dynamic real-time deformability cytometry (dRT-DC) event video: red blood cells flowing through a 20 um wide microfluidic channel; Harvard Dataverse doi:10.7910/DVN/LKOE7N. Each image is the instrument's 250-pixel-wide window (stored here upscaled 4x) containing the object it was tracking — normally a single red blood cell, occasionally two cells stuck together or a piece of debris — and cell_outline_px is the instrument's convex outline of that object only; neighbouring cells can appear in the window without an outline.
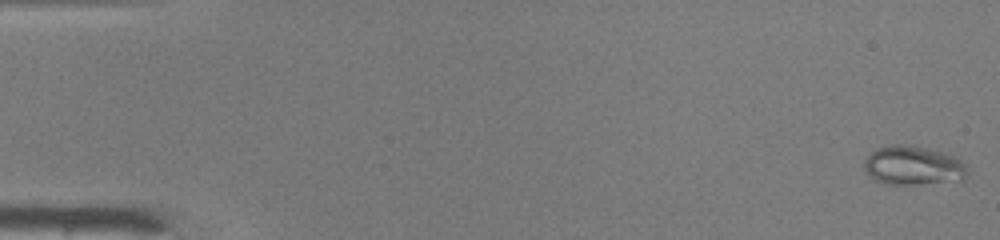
{"species": "common noctule bat (a hibernating species)", "species_latin": "Nyctalus noctula", "temperature_condition": "warm", "stored_images_in_passage": 50, "camera_frame_rate_fps": 3000, "um_per_image_px": 0.085, "animal": {"sex": "male", "body_mass_g": 19.0, "forearm_length_mm": 50.8}, "frame": {"image": 1, "passage_image": 1, "time_ms": 0.0, "image_size_px": [1000, 240], "cell_outline_px": [[964, 180], [920, 184], [888, 184], [876, 180], [864, 168], [864, 160], [876, 148], [892, 144], [904, 144], [924, 148], [940, 152], [952, 156], [960, 160], [964, 164]], "centroid_in_image_um": [77.57, 14.07], "position_along_channel_um": 7.4, "area_um2": 22.95}}
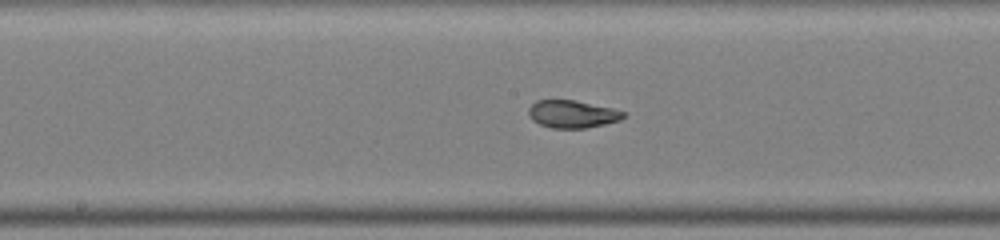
{"frame": {"image": 2, "passage_image": 26, "time_ms": 8.333, "image_size_px": [1000, 240], "cell_outline_px": [[624, 116], [620, 120], [604, 124], [584, 128], [552, 128], [540, 124], [532, 120], [528, 112], [528, 108], [536, 100], [572, 100], [612, 108], [624, 112]], "centroid_in_image_um": [48.61, 9.7], "position_along_channel_um": 199.6, "area_um2": 15.03}}
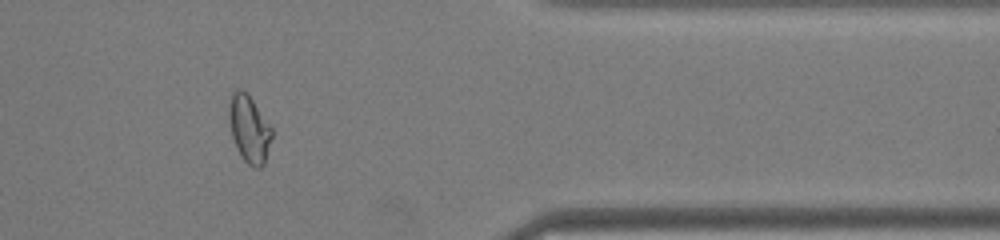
{"frame": {"image": 3, "passage_image": 41, "time_ms": 13.333, "image_size_px": [1000, 240], "cell_outline_px": [[272, 136], [264, 164], [260, 168], [256, 168], [248, 164], [240, 156], [236, 148], [232, 136], [228, 120], [228, 104], [232, 92], [236, 88], [244, 88], [248, 92], [272, 128]], "centroid_in_image_um": [21.15, 10.9], "position_along_channel_um": 390.2, "area_um2": 17.17}, "authors_computed_cell_mechanics": {"area_um2": 17.9758, "velocity_mm_per_s": 4.1563, "shape_relaxation_time_tau1_ms": 10.9654, "shape_relaxation_time_tau2_ms": 0.8333, "deformation_change_tau1": 0.3507, "deformation_change_tau2": 0.0569}}